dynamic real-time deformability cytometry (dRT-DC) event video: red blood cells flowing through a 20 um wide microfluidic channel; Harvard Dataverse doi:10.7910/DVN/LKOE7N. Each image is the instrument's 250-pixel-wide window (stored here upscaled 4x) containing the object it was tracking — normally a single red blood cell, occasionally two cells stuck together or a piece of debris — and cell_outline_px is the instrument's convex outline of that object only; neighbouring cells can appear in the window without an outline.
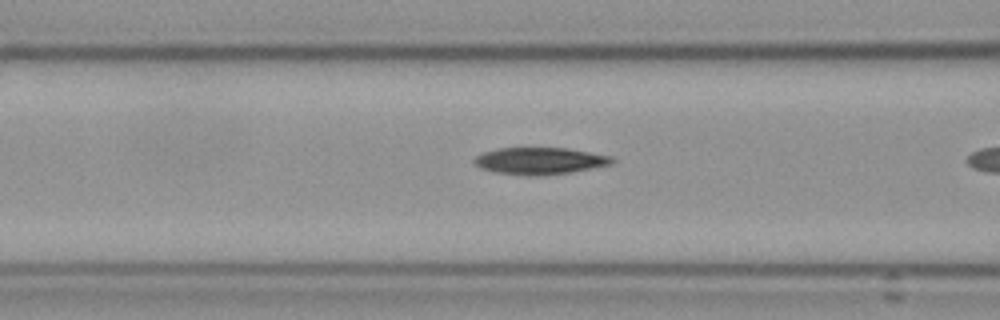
{"species": "Egyptian fruit bat (a non-hibernating species)", "species_latin": "Rousettus aegyptiacus", "temperature_condition": "cold", "stored_images_in_passage": 8, "camera_frame_rate_fps": 3000, "um_per_image_px": 0.085, "frame": {"image": 1, "passage_image": 6, "time_ms": 1.667, "image_size_px": [1000, 320], "cell_outline_px": [[616, 160], [612, 164], [572, 172], [536, 176], [528, 176], [492, 172], [480, 168], [472, 160], [476, 156], [484, 152], [496, 148], [568, 148], [612, 156]], "centroid_in_image_um": [45.88, 13.68], "position_along_channel_um": 120.7, "area_um2": 21.79}}